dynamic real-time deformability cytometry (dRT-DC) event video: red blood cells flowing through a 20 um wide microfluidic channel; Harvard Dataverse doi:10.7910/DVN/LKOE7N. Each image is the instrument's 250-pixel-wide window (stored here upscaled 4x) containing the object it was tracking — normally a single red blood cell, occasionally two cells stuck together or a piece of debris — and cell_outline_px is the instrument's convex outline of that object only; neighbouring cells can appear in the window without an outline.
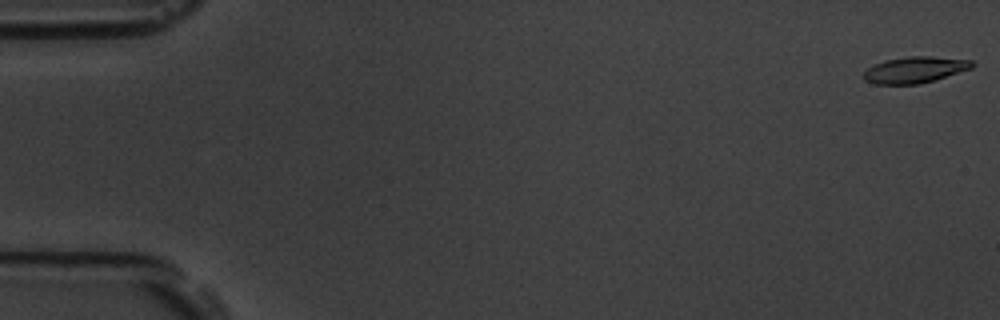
{"species": "common noctule bat (a hibernating species)", "species_latin": "Nyctalus noctula", "temperature_condition": "room temperature", "stored_images_in_passage": 6, "camera_frame_rate_fps": 3000, "um_per_image_px": 0.085, "animal": {"sex": "male", "body_mass_g": 19.5, "forearm_length_mm": 54.6}, "frame": {"image": 1, "passage_image": 1, "time_ms": 0.0, "image_size_px": [1000, 320], "cell_outline_px": [[976, 64], [972, 68], [920, 84], [876, 84], [864, 80], [864, 72], [868, 68], [884, 60], [908, 56], [932, 56], [972, 60]], "centroid_in_image_um": [77.78, 5.92], "position_along_channel_um": 7.2, "area_um2": 16.53}}
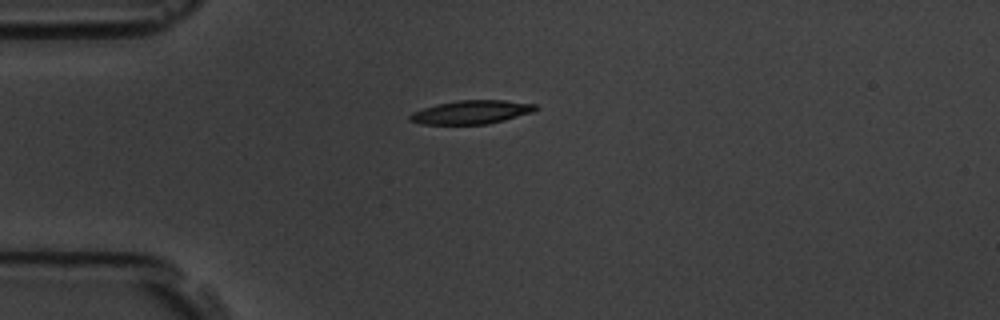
{"frame": {"image": 2, "passage_image": 5, "time_ms": 1.333, "image_size_px": [1000, 320], "cell_outline_px": [[540, 108], [532, 112], [504, 120], [488, 124], [420, 124], [408, 120], [408, 116], [412, 112], [436, 104], [456, 100], [504, 100], [536, 104]], "centroid_in_image_um": [40.05, 9.53], "position_along_channel_um": 44.9, "area_um2": 17.34}}